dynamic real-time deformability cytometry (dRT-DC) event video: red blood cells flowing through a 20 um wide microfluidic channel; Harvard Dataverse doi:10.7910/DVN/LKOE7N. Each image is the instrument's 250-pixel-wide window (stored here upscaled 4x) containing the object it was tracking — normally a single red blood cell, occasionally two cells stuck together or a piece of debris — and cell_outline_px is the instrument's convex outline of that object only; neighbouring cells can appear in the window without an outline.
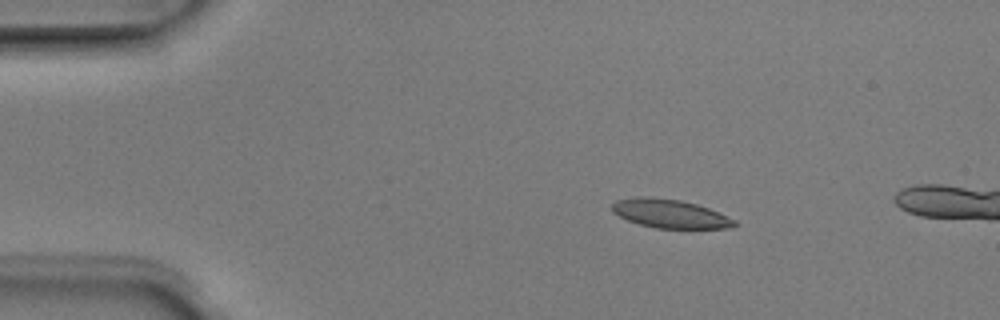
{"species": "Egyptian fruit bat (a non-hibernating species)", "species_latin": "Rousettus aegyptiacus", "temperature_condition": "room temperature", "stored_images_in_passage": 4, "camera_frame_rate_fps": 3000, "um_per_image_px": 0.085, "animal": {"sex": "male"}, "frame": {"image": 1, "passage_image": 2, "time_ms": 0.333, "image_size_px": [1000, 320], "cell_outline_px": [[736, 224], [732, 228], [656, 228], [640, 224], [628, 220], [612, 212], [612, 204], [616, 200], [636, 196], [652, 196], [680, 200], [696, 204], [708, 208], [736, 220]], "centroid_in_image_um": [56.92, 18.15], "position_along_channel_um": 28.1, "area_um2": 20.4}}